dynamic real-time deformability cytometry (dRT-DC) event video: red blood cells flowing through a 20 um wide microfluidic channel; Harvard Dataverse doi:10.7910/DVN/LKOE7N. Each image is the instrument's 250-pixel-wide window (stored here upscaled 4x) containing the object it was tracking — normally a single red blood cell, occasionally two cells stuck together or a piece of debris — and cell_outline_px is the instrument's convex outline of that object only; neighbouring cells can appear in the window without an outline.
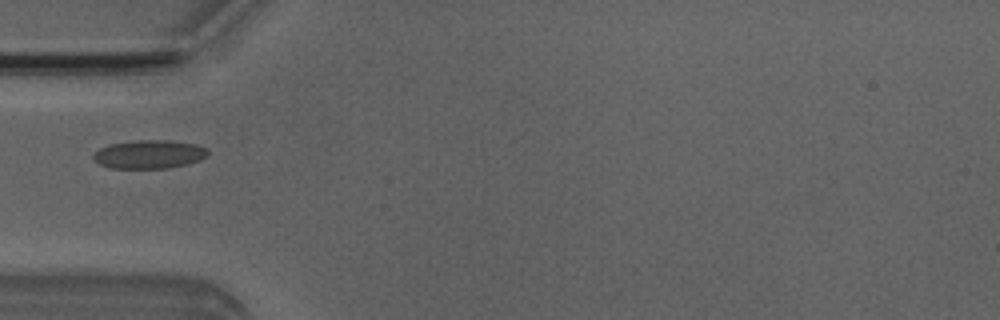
{"species": "Egyptian fruit bat (a non-hibernating species)", "species_latin": "Rousettus aegyptiacus", "temperature_condition": "room temperature", "stored_images_in_passage": 1, "camera_frame_rate_fps": 3000, "um_per_image_px": 0.085, "animal": {"sex": "male"}, "frame": {"image": 1, "passage_image": 1, "time_ms": 0.0, "image_size_px": [1000, 320], "cell_outline_px": [[208, 152], [200, 160], [184, 164], [164, 168], [108, 168], [100, 164], [92, 156], [100, 148], [108, 144], [136, 140], [168, 140], [196, 144], [208, 148]], "centroid_in_image_um": [12.66, 13.1], "position_along_channel_um": 72.3, "area_um2": 18.84}}